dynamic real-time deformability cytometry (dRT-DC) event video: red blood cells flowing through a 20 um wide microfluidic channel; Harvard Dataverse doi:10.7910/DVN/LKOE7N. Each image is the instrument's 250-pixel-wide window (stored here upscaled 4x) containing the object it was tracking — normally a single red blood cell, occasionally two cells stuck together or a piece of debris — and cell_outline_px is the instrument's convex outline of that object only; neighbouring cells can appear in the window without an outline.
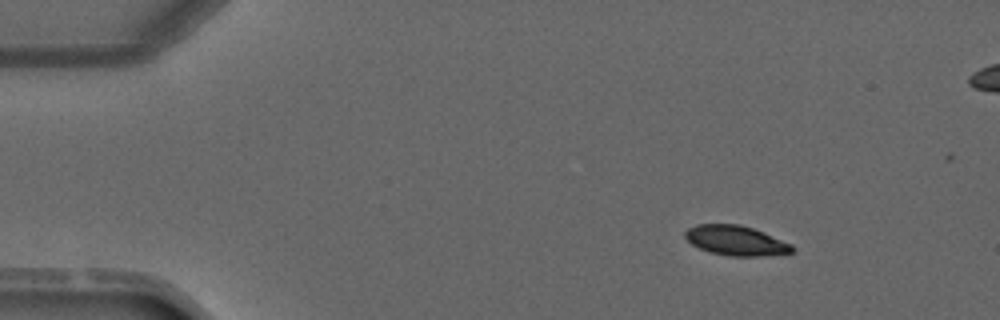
{"species": "common noctule bat (a hibernating species)", "species_latin": "Nyctalus noctula", "temperature_condition": "warm", "stored_images_in_passage": 4, "camera_frame_rate_fps": 3000, "um_per_image_px": 0.085, "animal": {"sex": "male", "forearm_length_mm": 52.5}, "frame": {"image": 1, "passage_image": 1, "time_ms": 0.0, "image_size_px": [1000, 320], "cell_outline_px": [[792, 252], [760, 256], [728, 256], [712, 252], [700, 248], [692, 244], [684, 236], [684, 232], [688, 228], [696, 224], [740, 224], [764, 232], [792, 244]], "centroid_in_image_um": [62.53, 20.43], "position_along_channel_um": 22.5, "area_um2": 18.44}}